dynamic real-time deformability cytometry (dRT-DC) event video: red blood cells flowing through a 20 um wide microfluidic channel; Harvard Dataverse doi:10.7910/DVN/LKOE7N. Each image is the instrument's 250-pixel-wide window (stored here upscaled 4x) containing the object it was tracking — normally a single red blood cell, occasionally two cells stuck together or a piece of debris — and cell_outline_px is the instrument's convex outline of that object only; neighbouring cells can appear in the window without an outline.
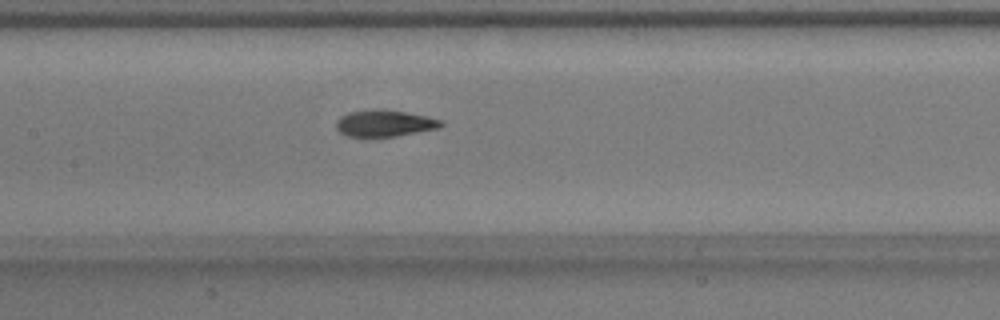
{"species": "common noctule bat (a hibernating species)", "species_latin": "Nyctalus noctula", "temperature_condition": "warm", "stored_images_in_passage": 53, "camera_frame_rate_fps": 3000, "um_per_image_px": 0.085, "animal": {"sex": "male", "body_mass_g": 17.9}, "frame": {"image": 1, "passage_image": 25, "time_ms": 8.0, "image_size_px": [1000, 320], "cell_outline_px": [[444, 124], [440, 128], [396, 136], [348, 136], [340, 132], [336, 128], [336, 120], [340, 116], [348, 112], [376, 108], [384, 108], [428, 116], [440, 120]], "centroid_in_image_um": [32.68, 10.45], "position_along_channel_um": 174.7, "area_um2": 16.42}}
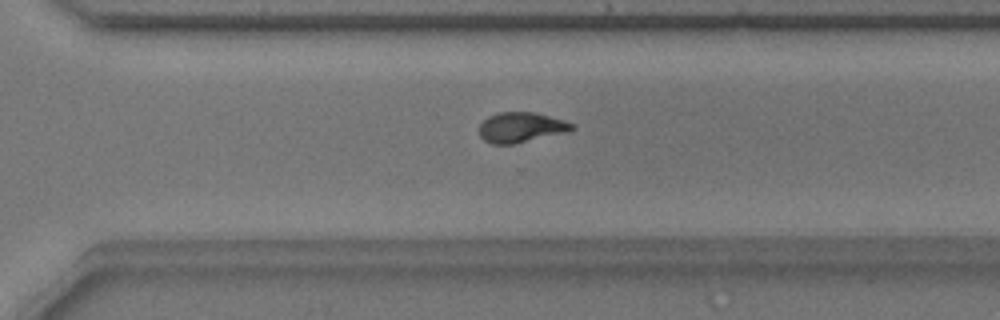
{"frame": {"image": 2, "passage_image": 37, "time_ms": 12.0, "image_size_px": [1000, 320], "cell_outline_px": [[572, 128], [568, 132], [512, 144], [492, 144], [484, 140], [480, 136], [480, 124], [488, 116], [496, 112], [532, 112], [564, 120], [572, 124]], "centroid_in_image_um": [44.24, 10.82], "position_along_channel_um": 326.4, "area_um2": 16.07}}
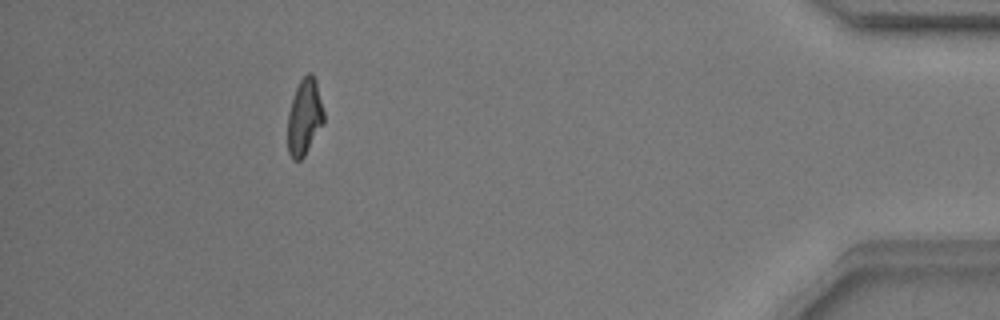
{"frame": {"image": 3, "passage_image": 48, "time_ms": 15.667, "image_size_px": [1000, 320], "cell_outline_px": [[324, 120], [304, 156], [300, 160], [292, 160], [288, 152], [288, 112], [296, 88], [300, 80], [308, 72], [312, 72], [316, 80], [324, 112]], "centroid_in_image_um": [25.87, 9.93], "position_along_channel_um": 409.3, "area_um2": 15.84}, "authors_computed_cell_mechanics": {"area_um2": 16.0684, "velocity_mm_per_s": 3.8046, "shape_relaxation_time_tau1_ms": 3.3653, "shape_relaxation_time_tau2_ms": 2.4737, "deformation_change_tau1": 0.1639, "deformation_change_tau2": 0.0857}}